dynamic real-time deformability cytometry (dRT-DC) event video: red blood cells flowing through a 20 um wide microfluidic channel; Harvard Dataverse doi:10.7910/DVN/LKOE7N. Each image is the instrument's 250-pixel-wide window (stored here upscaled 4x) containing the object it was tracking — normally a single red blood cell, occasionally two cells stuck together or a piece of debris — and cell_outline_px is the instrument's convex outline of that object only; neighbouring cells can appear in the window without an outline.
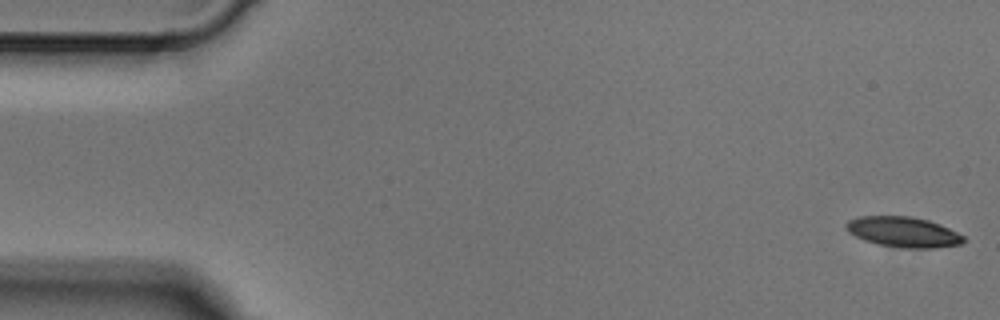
{"species": "Egyptian fruit bat (a non-hibernating species)", "species_latin": "Rousettus aegyptiacus", "temperature_condition": "cold", "stored_images_in_passage": 4, "camera_frame_rate_fps": 3000, "um_per_image_px": 0.085, "animal": {"sex": "male"}, "frame": {"image": 1, "passage_image": 1, "time_ms": 0.0, "image_size_px": [1000, 320], "cell_outline_px": [[964, 244], [936, 248], [900, 248], [876, 244], [864, 240], [848, 232], [844, 224], [848, 220], [860, 216], [912, 216], [928, 220], [940, 224], [964, 236]], "centroid_in_image_um": [76.78, 19.72], "position_along_channel_um": 8.2, "area_um2": 20.98}}
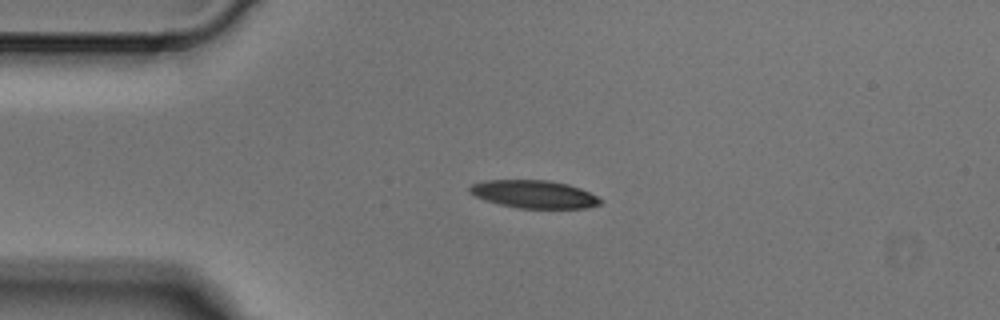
{"frame": {"image": 2, "passage_image": 4, "time_ms": 1.0, "image_size_px": [1000, 320], "cell_outline_px": [[604, 200], [600, 204], [588, 208], [520, 208], [500, 204], [476, 196], [468, 192], [468, 188], [472, 184], [484, 180], [548, 180], [568, 184], [580, 188]], "centroid_in_image_um": [45.41, 16.5], "position_along_channel_um": 39.6, "area_um2": 21.1}}